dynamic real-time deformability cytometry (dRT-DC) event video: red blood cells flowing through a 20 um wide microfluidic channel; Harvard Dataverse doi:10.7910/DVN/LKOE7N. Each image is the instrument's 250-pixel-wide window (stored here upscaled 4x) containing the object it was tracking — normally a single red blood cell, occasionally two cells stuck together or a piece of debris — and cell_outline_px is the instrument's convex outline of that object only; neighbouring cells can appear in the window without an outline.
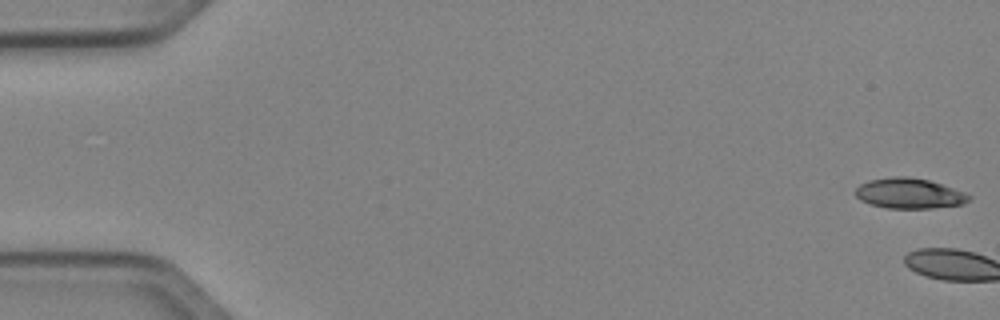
{"species": "Egyptian fruit bat (a non-hibernating species)", "species_latin": "Rousettus aegyptiacus", "temperature_condition": "cold", "stored_images_in_passage": 3, "camera_frame_rate_fps": 3000, "um_per_image_px": 0.085, "animal": {"sex": "female"}, "frame": {"image": 1, "passage_image": 1, "time_ms": 0.0, "image_size_px": [1000, 320], "cell_outline_px": [[972, 196], [964, 204], [932, 208], [888, 208], [872, 204], [860, 200], [856, 196], [856, 188], [860, 184], [868, 180], [896, 176], [904, 176], [928, 180], [964, 192]], "centroid_in_image_um": [77.28, 16.44], "position_along_channel_um": 7.7, "area_um2": 19.83}}